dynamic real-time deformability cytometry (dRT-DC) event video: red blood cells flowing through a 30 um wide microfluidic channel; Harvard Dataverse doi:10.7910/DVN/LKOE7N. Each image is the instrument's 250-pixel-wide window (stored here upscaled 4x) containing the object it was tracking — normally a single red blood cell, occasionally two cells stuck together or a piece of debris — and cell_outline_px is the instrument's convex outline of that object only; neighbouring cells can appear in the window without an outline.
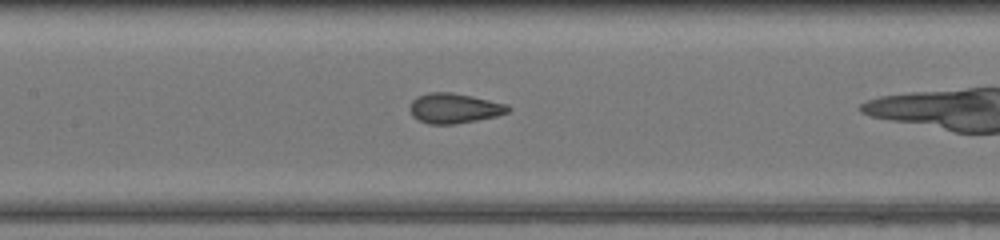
{"species": "common noctule bat (a hibernating species)", "species_latin": "Nyctalus noctula", "temperature_condition": "warm", "stored_images_in_passage": 34, "camera_frame_rate_fps": 3000, "um_per_image_px": 0.085, "animal": {"sex": "female", "body_mass_g": 17.0, "forearm_length_mm": 48.0}, "frame": {"image": 1, "passage_image": 19, "time_ms": 6.0, "image_size_px": [1000, 240], "cell_outline_px": [[512, 108], [508, 112], [496, 116], [456, 124], [428, 124], [412, 116], [412, 100], [416, 96], [428, 92], [452, 92], [472, 96], [508, 104]], "centroid_in_image_um": [38.64, 9.19], "position_along_channel_um": 168.8, "area_um2": 17.11}}
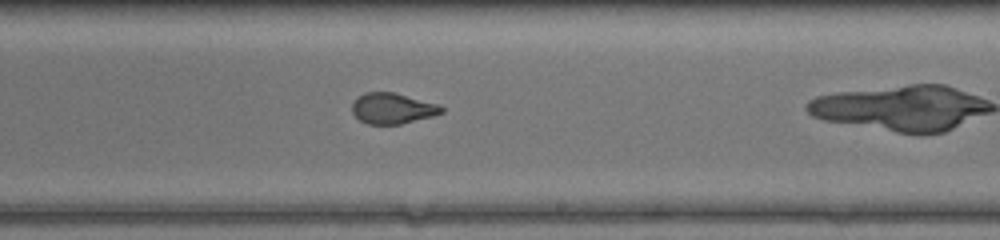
{"frame": {"image": 2, "passage_image": 25, "time_ms": 8.0, "image_size_px": [1000, 240], "cell_outline_px": [[444, 112], [432, 116], [400, 124], [368, 124], [360, 120], [352, 112], [352, 104], [364, 92], [396, 92], [440, 104], [444, 108]], "centroid_in_image_um": [33.4, 9.2], "position_along_channel_um": 255.6, "area_um2": 16.07}}
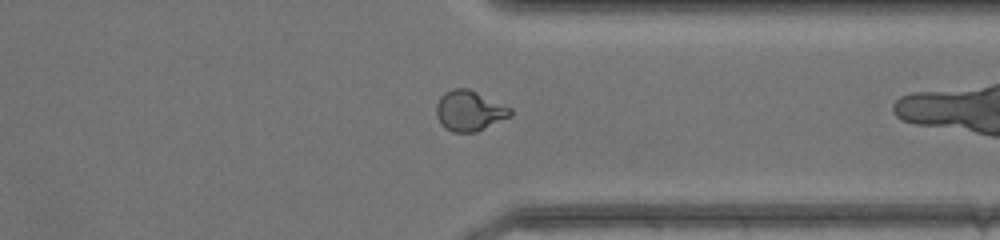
{"frame": {"image": 3, "passage_image": 33, "time_ms": 10.667, "image_size_px": [1000, 240], "cell_outline_px": [[512, 116], [476, 132], [452, 132], [440, 124], [436, 116], [436, 104], [440, 96], [444, 92], [452, 88], [468, 88], [512, 108]], "centroid_in_image_um": [39.88, 9.41], "position_along_channel_um": 371.5, "area_um2": 17.57}}